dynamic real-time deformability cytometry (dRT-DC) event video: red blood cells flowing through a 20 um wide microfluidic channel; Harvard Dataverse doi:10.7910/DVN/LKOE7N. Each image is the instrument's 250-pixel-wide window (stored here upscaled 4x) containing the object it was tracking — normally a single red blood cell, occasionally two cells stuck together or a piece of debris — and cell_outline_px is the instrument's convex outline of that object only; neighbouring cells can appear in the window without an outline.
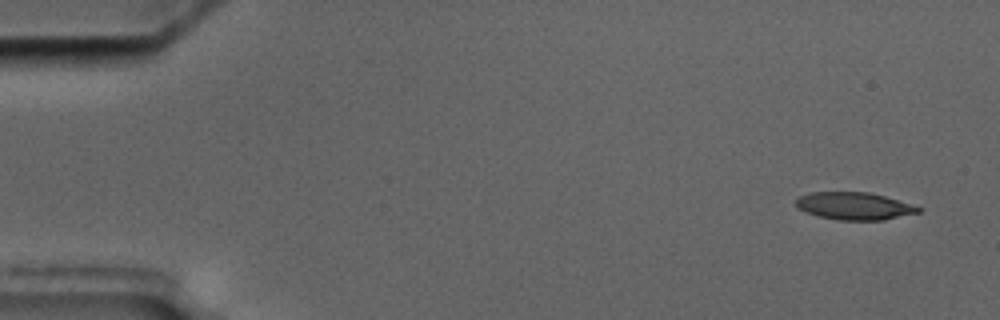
{"species": "common noctule bat (a hibernating species)", "species_latin": "Nyctalus noctula", "temperature_condition": "cold", "stored_images_in_passage": 8, "camera_frame_rate_fps": 3000, "um_per_image_px": 0.085, "animal": {"sex": "male", "body_mass_g": 17.5, "forearm_length_mm": 52.3}, "frame": {"image": 1, "passage_image": 1, "time_ms": 0.0, "image_size_px": [1000, 320], "cell_outline_px": [[920, 212], [884, 220], [836, 220], [816, 216], [800, 208], [796, 204], [796, 196], [812, 192], [868, 192], [884, 196], [920, 208]], "centroid_in_image_um": [72.55, 17.51], "position_along_channel_um": 12.4, "area_um2": 19.36}}
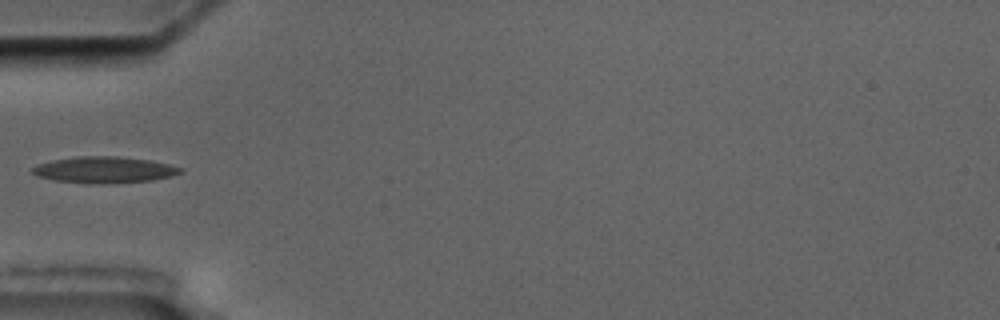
{"frame": {"image": 2, "passage_image": 5, "time_ms": 5.333, "image_size_px": [1000, 320], "cell_outline_px": [[184, 172], [152, 180], [100, 184], [52, 180], [36, 176], [32, 172], [32, 168], [36, 164], [52, 160], [76, 156], [116, 156], [148, 160], [168, 164], [184, 168]], "centroid_in_image_um": [8.82, 14.43], "position_along_channel_um": 76.2, "area_um2": 22.66}}
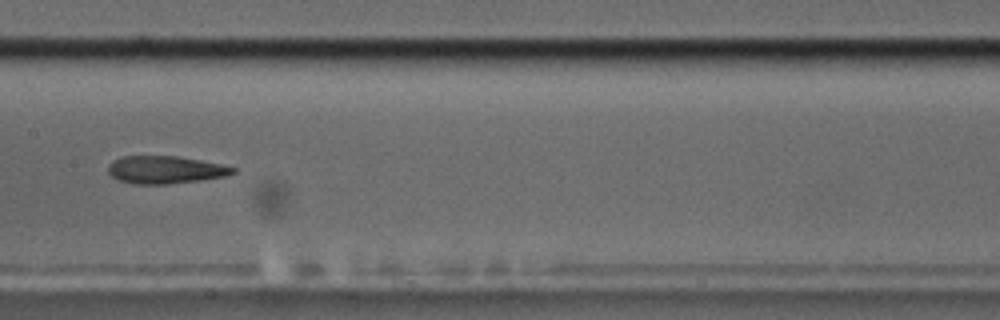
{"frame": {"image": 3, "passage_image": 8, "time_ms": 8.667, "image_size_px": [1000, 320], "cell_outline_px": [[236, 172], [228, 176], [200, 180], [168, 184], [132, 184], [120, 180], [112, 176], [108, 172], [108, 164], [112, 160], [120, 156], [176, 156], [200, 160], [220, 164], [236, 168]], "centroid_in_image_um": [14.04, 14.43], "position_along_channel_um": 193.4, "area_um2": 20.17}}